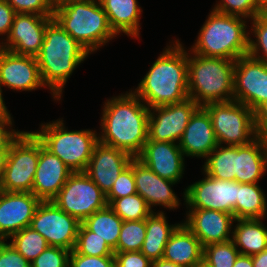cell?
<instances>
[{"label":"cell","instance_id":"obj_40","mask_svg":"<svg viewBox=\"0 0 267 267\" xmlns=\"http://www.w3.org/2000/svg\"><path fill=\"white\" fill-rule=\"evenodd\" d=\"M70 250L48 246L31 263V267H69Z\"/></svg>","mask_w":267,"mask_h":267},{"label":"cell","instance_id":"obj_26","mask_svg":"<svg viewBox=\"0 0 267 267\" xmlns=\"http://www.w3.org/2000/svg\"><path fill=\"white\" fill-rule=\"evenodd\" d=\"M113 32H121L139 38L140 14L142 12L137 0H99Z\"/></svg>","mask_w":267,"mask_h":267},{"label":"cell","instance_id":"obj_33","mask_svg":"<svg viewBox=\"0 0 267 267\" xmlns=\"http://www.w3.org/2000/svg\"><path fill=\"white\" fill-rule=\"evenodd\" d=\"M107 202L123 221L144 220L153 212L138 193L117 199H107Z\"/></svg>","mask_w":267,"mask_h":267},{"label":"cell","instance_id":"obj_6","mask_svg":"<svg viewBox=\"0 0 267 267\" xmlns=\"http://www.w3.org/2000/svg\"><path fill=\"white\" fill-rule=\"evenodd\" d=\"M234 67V60L188 53L189 98L199 106L232 101Z\"/></svg>","mask_w":267,"mask_h":267},{"label":"cell","instance_id":"obj_34","mask_svg":"<svg viewBox=\"0 0 267 267\" xmlns=\"http://www.w3.org/2000/svg\"><path fill=\"white\" fill-rule=\"evenodd\" d=\"M146 234V219L123 221L116 252L140 251Z\"/></svg>","mask_w":267,"mask_h":267},{"label":"cell","instance_id":"obj_12","mask_svg":"<svg viewBox=\"0 0 267 267\" xmlns=\"http://www.w3.org/2000/svg\"><path fill=\"white\" fill-rule=\"evenodd\" d=\"M204 175V179L189 185L183 192L186 207L229 213L236 220L238 182Z\"/></svg>","mask_w":267,"mask_h":267},{"label":"cell","instance_id":"obj_7","mask_svg":"<svg viewBox=\"0 0 267 267\" xmlns=\"http://www.w3.org/2000/svg\"><path fill=\"white\" fill-rule=\"evenodd\" d=\"M40 129L33 133L48 151L58 156L73 173L85 171L93 149L99 142L96 131H69L62 119L42 123Z\"/></svg>","mask_w":267,"mask_h":267},{"label":"cell","instance_id":"obj_48","mask_svg":"<svg viewBox=\"0 0 267 267\" xmlns=\"http://www.w3.org/2000/svg\"><path fill=\"white\" fill-rule=\"evenodd\" d=\"M253 267H267V248L252 255Z\"/></svg>","mask_w":267,"mask_h":267},{"label":"cell","instance_id":"obj_23","mask_svg":"<svg viewBox=\"0 0 267 267\" xmlns=\"http://www.w3.org/2000/svg\"><path fill=\"white\" fill-rule=\"evenodd\" d=\"M184 156L206 158L218 146L207 110L199 106L190 117L179 141Z\"/></svg>","mask_w":267,"mask_h":267},{"label":"cell","instance_id":"obj_49","mask_svg":"<svg viewBox=\"0 0 267 267\" xmlns=\"http://www.w3.org/2000/svg\"><path fill=\"white\" fill-rule=\"evenodd\" d=\"M233 267H253L252 256L239 254Z\"/></svg>","mask_w":267,"mask_h":267},{"label":"cell","instance_id":"obj_15","mask_svg":"<svg viewBox=\"0 0 267 267\" xmlns=\"http://www.w3.org/2000/svg\"><path fill=\"white\" fill-rule=\"evenodd\" d=\"M53 17L16 13L10 33L0 48L14 54L36 57L43 44L47 24Z\"/></svg>","mask_w":267,"mask_h":267},{"label":"cell","instance_id":"obj_2","mask_svg":"<svg viewBox=\"0 0 267 267\" xmlns=\"http://www.w3.org/2000/svg\"><path fill=\"white\" fill-rule=\"evenodd\" d=\"M172 44L158 56L133 90L149 108L180 103L189 98L188 52L179 40Z\"/></svg>","mask_w":267,"mask_h":267},{"label":"cell","instance_id":"obj_24","mask_svg":"<svg viewBox=\"0 0 267 267\" xmlns=\"http://www.w3.org/2000/svg\"><path fill=\"white\" fill-rule=\"evenodd\" d=\"M266 168V139L257 136L248 144L236 146V182L259 183Z\"/></svg>","mask_w":267,"mask_h":267},{"label":"cell","instance_id":"obj_19","mask_svg":"<svg viewBox=\"0 0 267 267\" xmlns=\"http://www.w3.org/2000/svg\"><path fill=\"white\" fill-rule=\"evenodd\" d=\"M184 220L186 227L198 238L201 245L207 246L232 240V214L211 210L189 208Z\"/></svg>","mask_w":267,"mask_h":267},{"label":"cell","instance_id":"obj_44","mask_svg":"<svg viewBox=\"0 0 267 267\" xmlns=\"http://www.w3.org/2000/svg\"><path fill=\"white\" fill-rule=\"evenodd\" d=\"M115 267H152V261L140 251L114 253Z\"/></svg>","mask_w":267,"mask_h":267},{"label":"cell","instance_id":"obj_38","mask_svg":"<svg viewBox=\"0 0 267 267\" xmlns=\"http://www.w3.org/2000/svg\"><path fill=\"white\" fill-rule=\"evenodd\" d=\"M213 10L222 14L241 16L246 19H253L256 15L264 12L255 0H220Z\"/></svg>","mask_w":267,"mask_h":267},{"label":"cell","instance_id":"obj_41","mask_svg":"<svg viewBox=\"0 0 267 267\" xmlns=\"http://www.w3.org/2000/svg\"><path fill=\"white\" fill-rule=\"evenodd\" d=\"M15 13L37 14L53 17L54 7L50 0H6Z\"/></svg>","mask_w":267,"mask_h":267},{"label":"cell","instance_id":"obj_47","mask_svg":"<svg viewBox=\"0 0 267 267\" xmlns=\"http://www.w3.org/2000/svg\"><path fill=\"white\" fill-rule=\"evenodd\" d=\"M254 119L257 136L267 140V100L254 111Z\"/></svg>","mask_w":267,"mask_h":267},{"label":"cell","instance_id":"obj_11","mask_svg":"<svg viewBox=\"0 0 267 267\" xmlns=\"http://www.w3.org/2000/svg\"><path fill=\"white\" fill-rule=\"evenodd\" d=\"M80 222L61 210L53 201H41L30 227L40 233L49 246L72 251L76 244Z\"/></svg>","mask_w":267,"mask_h":267},{"label":"cell","instance_id":"obj_13","mask_svg":"<svg viewBox=\"0 0 267 267\" xmlns=\"http://www.w3.org/2000/svg\"><path fill=\"white\" fill-rule=\"evenodd\" d=\"M233 100L255 111L267 100V65L248 54L235 61Z\"/></svg>","mask_w":267,"mask_h":267},{"label":"cell","instance_id":"obj_9","mask_svg":"<svg viewBox=\"0 0 267 267\" xmlns=\"http://www.w3.org/2000/svg\"><path fill=\"white\" fill-rule=\"evenodd\" d=\"M39 160V139L33 132L20 131L10 142V150L0 182L6 192H32Z\"/></svg>","mask_w":267,"mask_h":267},{"label":"cell","instance_id":"obj_35","mask_svg":"<svg viewBox=\"0 0 267 267\" xmlns=\"http://www.w3.org/2000/svg\"><path fill=\"white\" fill-rule=\"evenodd\" d=\"M239 254L233 240L203 247V261L209 267H233Z\"/></svg>","mask_w":267,"mask_h":267},{"label":"cell","instance_id":"obj_36","mask_svg":"<svg viewBox=\"0 0 267 267\" xmlns=\"http://www.w3.org/2000/svg\"><path fill=\"white\" fill-rule=\"evenodd\" d=\"M77 254L86 256H114V251L96 233L89 231L80 223L76 244L73 249Z\"/></svg>","mask_w":267,"mask_h":267},{"label":"cell","instance_id":"obj_54","mask_svg":"<svg viewBox=\"0 0 267 267\" xmlns=\"http://www.w3.org/2000/svg\"><path fill=\"white\" fill-rule=\"evenodd\" d=\"M257 5L264 11L267 9V0H255Z\"/></svg>","mask_w":267,"mask_h":267},{"label":"cell","instance_id":"obj_55","mask_svg":"<svg viewBox=\"0 0 267 267\" xmlns=\"http://www.w3.org/2000/svg\"><path fill=\"white\" fill-rule=\"evenodd\" d=\"M192 267H209V266L204 261H202L201 263L196 264V265H194Z\"/></svg>","mask_w":267,"mask_h":267},{"label":"cell","instance_id":"obj_43","mask_svg":"<svg viewBox=\"0 0 267 267\" xmlns=\"http://www.w3.org/2000/svg\"><path fill=\"white\" fill-rule=\"evenodd\" d=\"M0 267H31V263L10 243L0 240Z\"/></svg>","mask_w":267,"mask_h":267},{"label":"cell","instance_id":"obj_39","mask_svg":"<svg viewBox=\"0 0 267 267\" xmlns=\"http://www.w3.org/2000/svg\"><path fill=\"white\" fill-rule=\"evenodd\" d=\"M136 193L133 158L130 164L119 174L112 189L106 195V199H117Z\"/></svg>","mask_w":267,"mask_h":267},{"label":"cell","instance_id":"obj_45","mask_svg":"<svg viewBox=\"0 0 267 267\" xmlns=\"http://www.w3.org/2000/svg\"><path fill=\"white\" fill-rule=\"evenodd\" d=\"M15 14L14 9L6 0H0V36L6 34L8 37Z\"/></svg>","mask_w":267,"mask_h":267},{"label":"cell","instance_id":"obj_28","mask_svg":"<svg viewBox=\"0 0 267 267\" xmlns=\"http://www.w3.org/2000/svg\"><path fill=\"white\" fill-rule=\"evenodd\" d=\"M261 218L236 219L232 240L240 254L252 256L267 248V227ZM239 247V248H238Z\"/></svg>","mask_w":267,"mask_h":267},{"label":"cell","instance_id":"obj_42","mask_svg":"<svg viewBox=\"0 0 267 267\" xmlns=\"http://www.w3.org/2000/svg\"><path fill=\"white\" fill-rule=\"evenodd\" d=\"M69 267H115L114 256H86L74 250L69 255Z\"/></svg>","mask_w":267,"mask_h":267},{"label":"cell","instance_id":"obj_22","mask_svg":"<svg viewBox=\"0 0 267 267\" xmlns=\"http://www.w3.org/2000/svg\"><path fill=\"white\" fill-rule=\"evenodd\" d=\"M134 177L136 192L145 199L151 210L157 205L170 210L180 206V200L171 188L178 182L161 178L138 158H134Z\"/></svg>","mask_w":267,"mask_h":267},{"label":"cell","instance_id":"obj_46","mask_svg":"<svg viewBox=\"0 0 267 267\" xmlns=\"http://www.w3.org/2000/svg\"><path fill=\"white\" fill-rule=\"evenodd\" d=\"M13 123L12 119H0V150H10V142L20 132L12 128Z\"/></svg>","mask_w":267,"mask_h":267},{"label":"cell","instance_id":"obj_53","mask_svg":"<svg viewBox=\"0 0 267 267\" xmlns=\"http://www.w3.org/2000/svg\"><path fill=\"white\" fill-rule=\"evenodd\" d=\"M50 1L52 3L53 7L55 8L61 4L67 3L69 1H77V0H50Z\"/></svg>","mask_w":267,"mask_h":267},{"label":"cell","instance_id":"obj_3","mask_svg":"<svg viewBox=\"0 0 267 267\" xmlns=\"http://www.w3.org/2000/svg\"><path fill=\"white\" fill-rule=\"evenodd\" d=\"M89 53L52 19L46 26L43 44L36 56L42 81L61 100L68 78Z\"/></svg>","mask_w":267,"mask_h":267},{"label":"cell","instance_id":"obj_5","mask_svg":"<svg viewBox=\"0 0 267 267\" xmlns=\"http://www.w3.org/2000/svg\"><path fill=\"white\" fill-rule=\"evenodd\" d=\"M210 12L190 52L234 61L246 55L251 34L246 30V18L222 14L213 9Z\"/></svg>","mask_w":267,"mask_h":267},{"label":"cell","instance_id":"obj_52","mask_svg":"<svg viewBox=\"0 0 267 267\" xmlns=\"http://www.w3.org/2000/svg\"><path fill=\"white\" fill-rule=\"evenodd\" d=\"M152 267H184L181 265H177L175 263H172L170 261H167L163 258L152 261Z\"/></svg>","mask_w":267,"mask_h":267},{"label":"cell","instance_id":"obj_4","mask_svg":"<svg viewBox=\"0 0 267 267\" xmlns=\"http://www.w3.org/2000/svg\"><path fill=\"white\" fill-rule=\"evenodd\" d=\"M53 19L89 54L116 37L99 0L61 4L54 8Z\"/></svg>","mask_w":267,"mask_h":267},{"label":"cell","instance_id":"obj_51","mask_svg":"<svg viewBox=\"0 0 267 267\" xmlns=\"http://www.w3.org/2000/svg\"><path fill=\"white\" fill-rule=\"evenodd\" d=\"M9 150H0V182L3 176L4 169L8 158Z\"/></svg>","mask_w":267,"mask_h":267},{"label":"cell","instance_id":"obj_32","mask_svg":"<svg viewBox=\"0 0 267 267\" xmlns=\"http://www.w3.org/2000/svg\"><path fill=\"white\" fill-rule=\"evenodd\" d=\"M10 244L29 262L36 259L48 246L46 239L31 227L14 233Z\"/></svg>","mask_w":267,"mask_h":267},{"label":"cell","instance_id":"obj_31","mask_svg":"<svg viewBox=\"0 0 267 267\" xmlns=\"http://www.w3.org/2000/svg\"><path fill=\"white\" fill-rule=\"evenodd\" d=\"M204 159L205 174L219 180L236 181V146L218 145Z\"/></svg>","mask_w":267,"mask_h":267},{"label":"cell","instance_id":"obj_8","mask_svg":"<svg viewBox=\"0 0 267 267\" xmlns=\"http://www.w3.org/2000/svg\"><path fill=\"white\" fill-rule=\"evenodd\" d=\"M210 115L218 145H245L257 137L254 111L235 100L203 106Z\"/></svg>","mask_w":267,"mask_h":267},{"label":"cell","instance_id":"obj_17","mask_svg":"<svg viewBox=\"0 0 267 267\" xmlns=\"http://www.w3.org/2000/svg\"><path fill=\"white\" fill-rule=\"evenodd\" d=\"M0 85L17 91L46 87L36 57L14 54L1 48Z\"/></svg>","mask_w":267,"mask_h":267},{"label":"cell","instance_id":"obj_25","mask_svg":"<svg viewBox=\"0 0 267 267\" xmlns=\"http://www.w3.org/2000/svg\"><path fill=\"white\" fill-rule=\"evenodd\" d=\"M163 259L184 267H192L203 261V246L186 225L181 223L165 245Z\"/></svg>","mask_w":267,"mask_h":267},{"label":"cell","instance_id":"obj_29","mask_svg":"<svg viewBox=\"0 0 267 267\" xmlns=\"http://www.w3.org/2000/svg\"><path fill=\"white\" fill-rule=\"evenodd\" d=\"M122 223L123 220L109 205L95 211L82 222L89 231L96 233V236L105 240L114 253H116Z\"/></svg>","mask_w":267,"mask_h":267},{"label":"cell","instance_id":"obj_27","mask_svg":"<svg viewBox=\"0 0 267 267\" xmlns=\"http://www.w3.org/2000/svg\"><path fill=\"white\" fill-rule=\"evenodd\" d=\"M180 224L169 225L164 211H153L146 218V234L140 252L151 261L163 258L165 245Z\"/></svg>","mask_w":267,"mask_h":267},{"label":"cell","instance_id":"obj_18","mask_svg":"<svg viewBox=\"0 0 267 267\" xmlns=\"http://www.w3.org/2000/svg\"><path fill=\"white\" fill-rule=\"evenodd\" d=\"M132 159L127 152L98 142L84 172L107 195Z\"/></svg>","mask_w":267,"mask_h":267},{"label":"cell","instance_id":"obj_14","mask_svg":"<svg viewBox=\"0 0 267 267\" xmlns=\"http://www.w3.org/2000/svg\"><path fill=\"white\" fill-rule=\"evenodd\" d=\"M198 107L193 99L188 98L180 103L149 108L148 139L178 144Z\"/></svg>","mask_w":267,"mask_h":267},{"label":"cell","instance_id":"obj_21","mask_svg":"<svg viewBox=\"0 0 267 267\" xmlns=\"http://www.w3.org/2000/svg\"><path fill=\"white\" fill-rule=\"evenodd\" d=\"M161 178L179 182L184 174V154L179 144L147 139L137 157Z\"/></svg>","mask_w":267,"mask_h":267},{"label":"cell","instance_id":"obj_10","mask_svg":"<svg viewBox=\"0 0 267 267\" xmlns=\"http://www.w3.org/2000/svg\"><path fill=\"white\" fill-rule=\"evenodd\" d=\"M52 201L80 223L108 205L106 195L85 172L72 173Z\"/></svg>","mask_w":267,"mask_h":267},{"label":"cell","instance_id":"obj_1","mask_svg":"<svg viewBox=\"0 0 267 267\" xmlns=\"http://www.w3.org/2000/svg\"><path fill=\"white\" fill-rule=\"evenodd\" d=\"M103 105L99 142L137 158L148 139L149 107L132 90Z\"/></svg>","mask_w":267,"mask_h":267},{"label":"cell","instance_id":"obj_20","mask_svg":"<svg viewBox=\"0 0 267 267\" xmlns=\"http://www.w3.org/2000/svg\"><path fill=\"white\" fill-rule=\"evenodd\" d=\"M73 172L39 140V160L32 193L40 201H52Z\"/></svg>","mask_w":267,"mask_h":267},{"label":"cell","instance_id":"obj_37","mask_svg":"<svg viewBox=\"0 0 267 267\" xmlns=\"http://www.w3.org/2000/svg\"><path fill=\"white\" fill-rule=\"evenodd\" d=\"M251 21L252 27L249 31L256 38L253 40L249 36L247 54L267 65V15L263 12L256 15Z\"/></svg>","mask_w":267,"mask_h":267},{"label":"cell","instance_id":"obj_30","mask_svg":"<svg viewBox=\"0 0 267 267\" xmlns=\"http://www.w3.org/2000/svg\"><path fill=\"white\" fill-rule=\"evenodd\" d=\"M258 183H239L236 219L266 218L267 202Z\"/></svg>","mask_w":267,"mask_h":267},{"label":"cell","instance_id":"obj_50","mask_svg":"<svg viewBox=\"0 0 267 267\" xmlns=\"http://www.w3.org/2000/svg\"><path fill=\"white\" fill-rule=\"evenodd\" d=\"M2 92V87L0 85V119H12L13 117H11V114L5 105Z\"/></svg>","mask_w":267,"mask_h":267},{"label":"cell","instance_id":"obj_16","mask_svg":"<svg viewBox=\"0 0 267 267\" xmlns=\"http://www.w3.org/2000/svg\"><path fill=\"white\" fill-rule=\"evenodd\" d=\"M41 201L32 192L0 193V240L30 227L35 210Z\"/></svg>","mask_w":267,"mask_h":267}]
</instances>
